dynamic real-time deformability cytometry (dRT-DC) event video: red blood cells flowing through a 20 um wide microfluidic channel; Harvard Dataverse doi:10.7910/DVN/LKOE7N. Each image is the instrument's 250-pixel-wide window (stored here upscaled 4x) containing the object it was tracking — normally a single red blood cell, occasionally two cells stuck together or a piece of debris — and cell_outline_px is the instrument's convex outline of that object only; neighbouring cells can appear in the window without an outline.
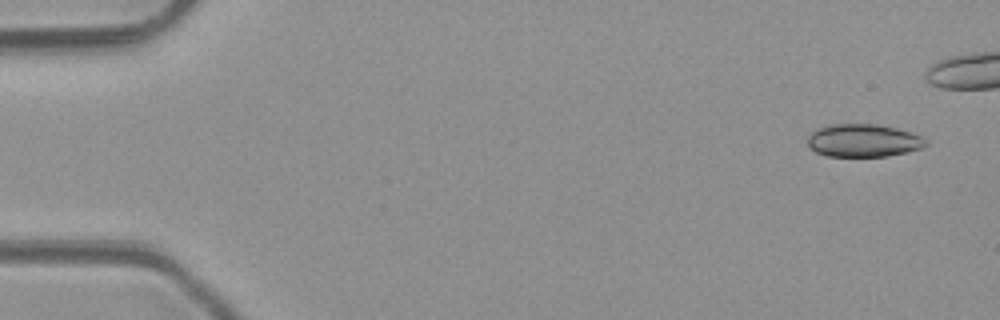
{"species": "common noctule bat (a hibernating species)", "species_latin": "Nyctalus noctula", "temperature_condition": "room temperature", "stored_images_in_passage": 4, "camera_frame_rate_fps": 3000, "um_per_image_px": 0.085, "animal": {"sex": "male", "body_mass_g": 23.1, "forearm_length_mm": 52.7}, "frame": {"image": 1, "passage_image": 1, "time_ms": 0.0, "image_size_px": [1000, 320], "cell_outline_px": [[928, 144], [920, 148], [908, 152], [888, 156], [828, 156], [816, 152], [808, 144], [808, 136], [816, 128], [832, 124], [876, 124], [896, 128], [924, 136], [928, 140]], "centroid_in_image_um": [73.42, 11.94], "position_along_channel_um": 11.6, "area_um2": 22.72}}